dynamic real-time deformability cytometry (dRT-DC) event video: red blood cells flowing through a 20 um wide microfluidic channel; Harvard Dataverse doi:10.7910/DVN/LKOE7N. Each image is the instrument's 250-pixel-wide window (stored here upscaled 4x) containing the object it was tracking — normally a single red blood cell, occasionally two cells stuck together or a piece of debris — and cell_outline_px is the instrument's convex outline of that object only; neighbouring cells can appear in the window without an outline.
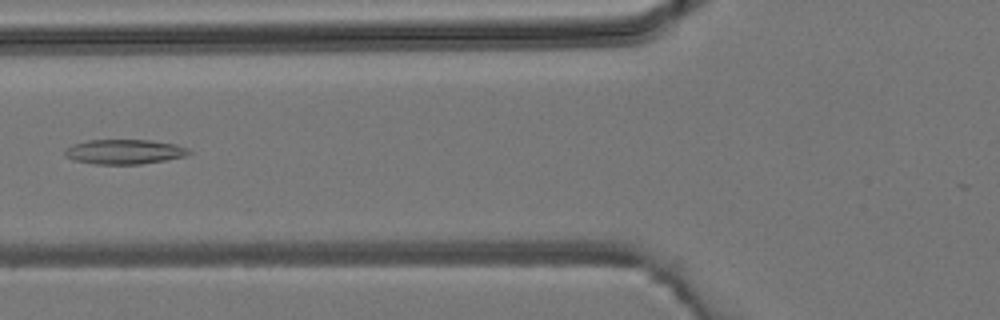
{"species": "common noctule bat (a hibernating species)", "species_latin": "Nyctalus noctula", "temperature_condition": "room temperature", "stored_images_in_passage": 6, "camera_frame_rate_fps": 3000, "um_per_image_px": 0.085, "animal": {"sex": "male", "body_mass_g": 19.2, "forearm_length_mm": 51.8}, "frame": {"image": 1, "passage_image": 5, "time_ms": 4.667, "image_size_px": [1000, 320], "cell_outline_px": [[192, 152], [184, 156], [164, 160], [140, 164], [96, 164], [72, 160], [64, 156], [64, 152], [72, 144], [88, 140], [148, 140], [176, 144], [188, 148]], "centroid_in_image_um": [10.55, 12.89], "position_along_channel_um": 115.3, "area_um2": 17.8}}
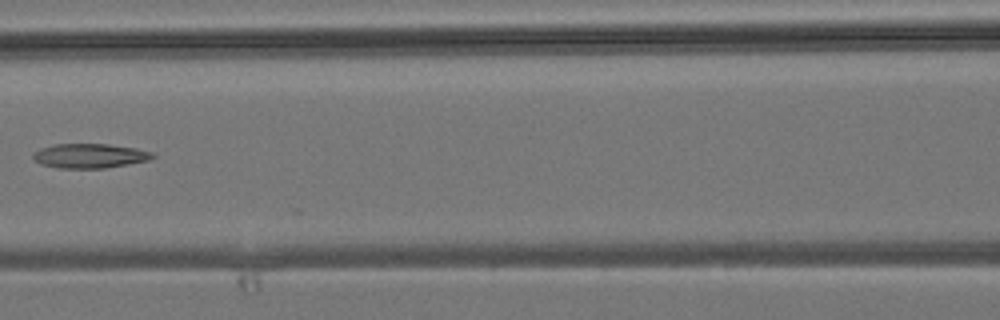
{"frame": {"image": 2, "passage_image": 6, "time_ms": 5.667, "image_size_px": [1000, 320], "cell_outline_px": [[156, 156], [148, 160], [128, 164], [104, 168], [60, 168], [40, 164], [32, 156], [32, 152], [40, 148], [56, 144], [108, 144], [136, 148], [152, 152]], "centroid_in_image_um": [7.61, 13.24], "position_along_channel_um": 159.0, "area_um2": 16.99}}